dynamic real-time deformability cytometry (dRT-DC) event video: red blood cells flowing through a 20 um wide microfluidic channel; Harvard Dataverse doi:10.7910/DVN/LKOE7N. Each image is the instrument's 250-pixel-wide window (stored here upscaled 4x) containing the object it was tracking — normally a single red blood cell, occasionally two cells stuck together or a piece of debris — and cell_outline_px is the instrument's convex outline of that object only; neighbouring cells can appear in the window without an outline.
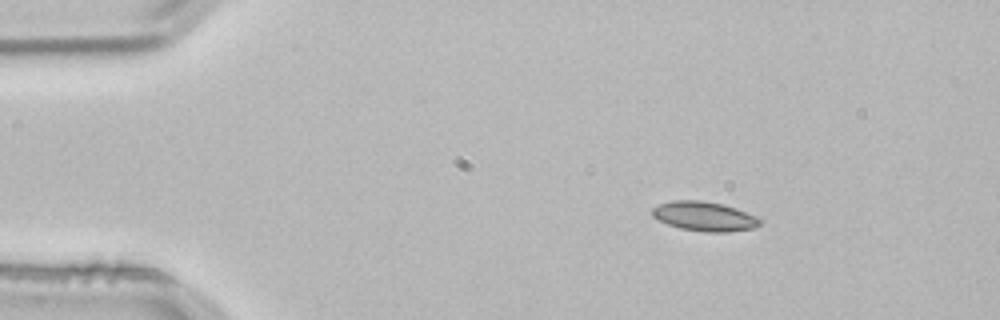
{"species": "common noctule bat (a hibernating species)", "species_latin": "Nyctalus noctula", "temperature_condition": "room temperature", "stored_images_in_passage": 2, "camera_frame_rate_fps": 3000, "um_per_image_px": 0.085, "animal": {"sex": "male", "body_mass_g": 21.5, "forearm_length_mm": 52.0}, "frame": {"image": 1, "passage_image": 2, "time_ms": 0.333, "image_size_px": [1000, 320], "cell_outline_px": [[764, 220], [760, 224], [752, 228], [728, 232], [704, 232], [680, 228], [668, 224], [652, 216], [652, 208], [660, 204], [672, 200], [700, 200], [724, 204], [736, 208], [756, 216]], "centroid_in_image_um": [59.89, 18.38], "position_along_channel_um": 25.1, "area_um2": 18.5}}